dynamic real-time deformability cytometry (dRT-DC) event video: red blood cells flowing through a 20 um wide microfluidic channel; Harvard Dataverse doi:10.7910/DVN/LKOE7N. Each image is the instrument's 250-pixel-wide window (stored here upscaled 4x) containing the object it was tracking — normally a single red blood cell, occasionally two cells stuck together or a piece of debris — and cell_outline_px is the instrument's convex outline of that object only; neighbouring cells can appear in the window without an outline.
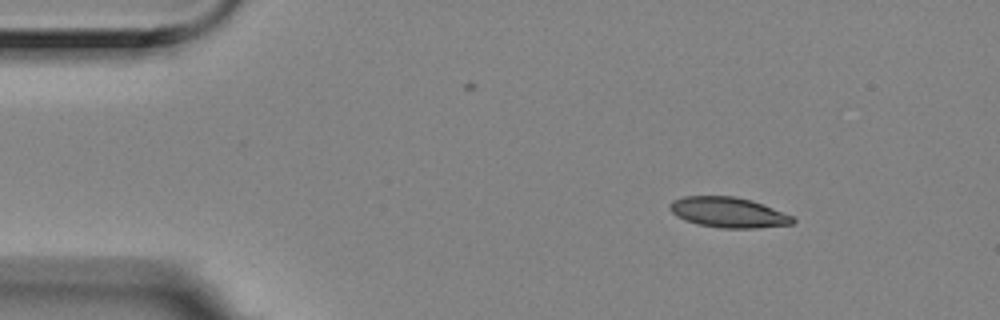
{"species": "Egyptian fruit bat (a non-hibernating species)", "species_latin": "Rousettus aegyptiacus", "temperature_condition": "room temperature", "stored_images_in_passage": 13, "camera_frame_rate_fps": 3000, "um_per_image_px": 0.085, "animal": {"sex": "female"}, "frame": {"image": 1, "passage_image": 1, "time_ms": 0.0, "image_size_px": [1000, 320], "cell_outline_px": [[796, 220], [792, 224], [756, 228], [720, 228], [696, 224], [684, 220], [676, 216], [668, 208], [668, 204], [672, 200], [684, 196], [732, 196], [752, 200], [792, 216]], "centroid_in_image_um": [61.85, 18.05], "position_along_channel_um": 23.1, "area_um2": 21.79}}
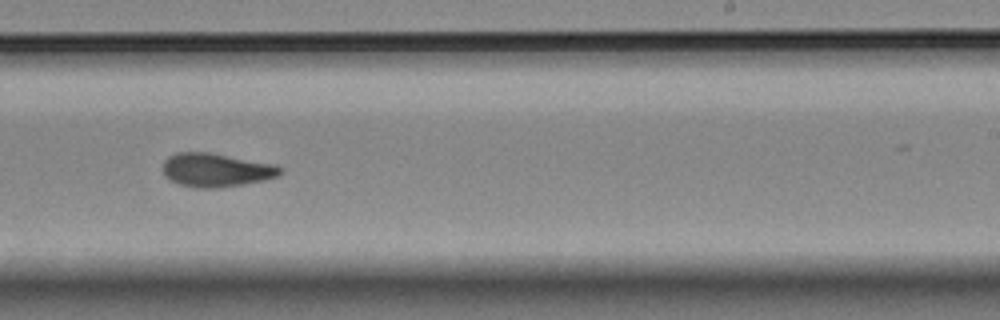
{"frame": {"image": 2, "passage_image": 8, "time_ms": 2.333, "image_size_px": [1000, 320], "cell_outline_px": [[280, 172], [276, 176], [264, 180], [244, 184], [220, 188], [196, 188], [180, 184], [164, 176], [164, 160], [168, 156], [176, 152], [212, 152], [276, 164], [280, 168]], "centroid_in_image_um": [18.35, 14.44], "position_along_channel_um": 270.6, "area_um2": 23.06}}
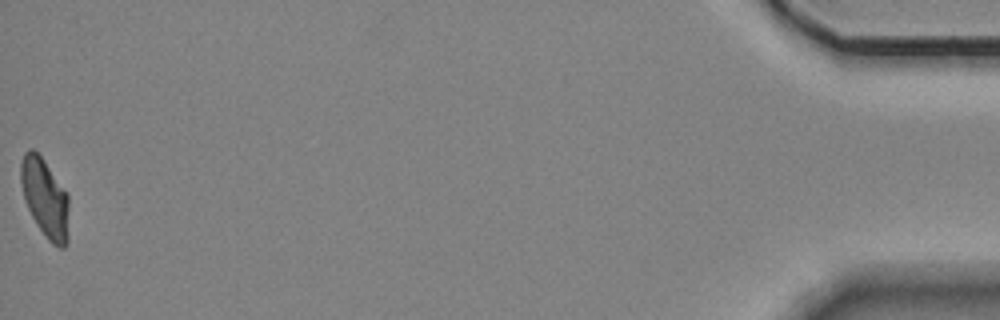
{"frame": {"image": 3, "passage_image": 13, "time_ms": 4.0, "image_size_px": [1000, 320], "cell_outline_px": [[68, 244], [64, 248], [60, 248], [52, 244], [48, 240], [36, 224], [24, 200], [20, 180], [20, 164], [24, 152], [28, 148], [32, 148], [44, 160], [68, 196]], "centroid_in_image_um": [3.81, 16.85], "position_along_channel_um": 431.4, "area_um2": 22.08}}